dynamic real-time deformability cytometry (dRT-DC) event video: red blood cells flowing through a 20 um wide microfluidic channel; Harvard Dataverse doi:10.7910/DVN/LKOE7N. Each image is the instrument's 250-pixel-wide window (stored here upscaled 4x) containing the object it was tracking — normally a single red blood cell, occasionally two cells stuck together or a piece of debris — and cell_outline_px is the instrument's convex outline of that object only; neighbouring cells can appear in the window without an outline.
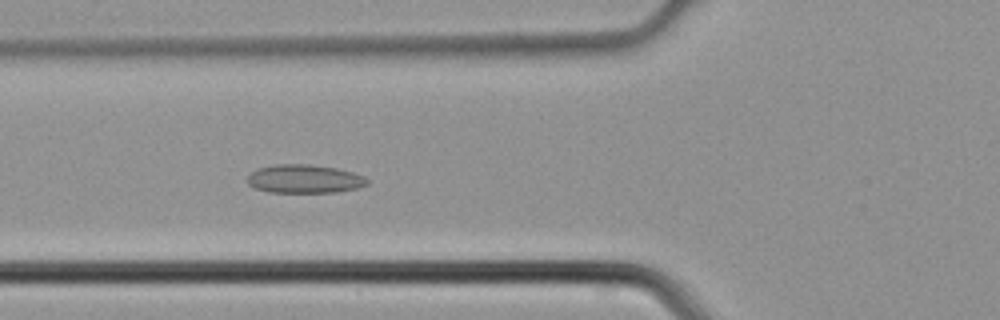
{"species": "common noctule bat (a hibernating species)", "species_latin": "Nyctalus noctula", "temperature_condition": "cold", "stored_images_in_passage": 44, "camera_frame_rate_fps": 3000, "um_per_image_px": 0.085, "animal": {"sex": "male", "body_mass_g": 21.5, "forearm_length_mm": 52.0}, "frame": {"image": 1, "passage_image": 16, "time_ms": 5.0, "image_size_px": [1000, 320], "cell_outline_px": [[368, 184], [356, 188], [336, 192], [268, 192], [252, 188], [248, 184], [248, 176], [256, 168], [272, 164], [308, 164], [336, 168], [352, 172], [364, 176], [368, 180]], "centroid_in_image_um": [25.83, 15.2], "position_along_channel_um": 100.0, "area_um2": 20.0}}
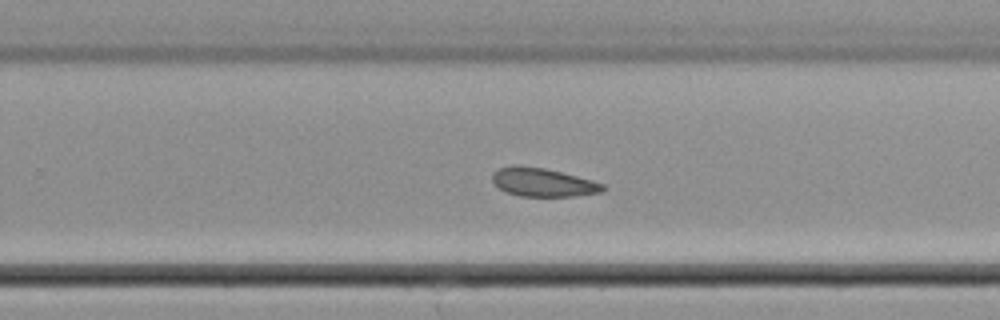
{"frame": {"image": 2, "passage_image": 28, "time_ms": 9.0, "image_size_px": [1000, 320], "cell_outline_px": [[608, 188], [604, 192], [572, 196], [520, 196], [504, 192], [492, 180], [492, 172], [500, 168], [512, 164], [520, 164], [544, 168], [592, 180], [604, 184]], "centroid_in_image_um": [46.14, 15.49], "position_along_channel_um": 283.7, "area_um2": 18.55}}
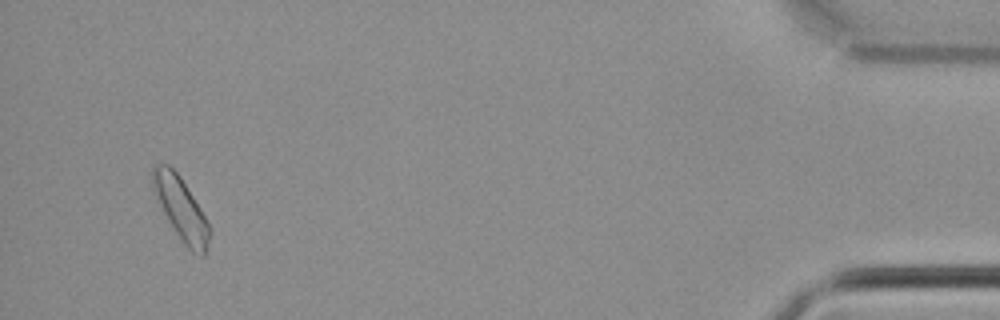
{"frame": {"image": 3, "passage_image": 42, "time_ms": 13.667, "image_size_px": [1000, 320], "cell_outline_px": [[208, 244], [204, 256], [200, 256], [192, 252], [184, 244], [168, 220], [152, 188], [152, 164], [168, 164], [180, 176], [200, 208], [208, 224]], "centroid_in_image_um": [15.35, 17.71], "position_along_channel_um": 419.9, "area_um2": 20.11}}